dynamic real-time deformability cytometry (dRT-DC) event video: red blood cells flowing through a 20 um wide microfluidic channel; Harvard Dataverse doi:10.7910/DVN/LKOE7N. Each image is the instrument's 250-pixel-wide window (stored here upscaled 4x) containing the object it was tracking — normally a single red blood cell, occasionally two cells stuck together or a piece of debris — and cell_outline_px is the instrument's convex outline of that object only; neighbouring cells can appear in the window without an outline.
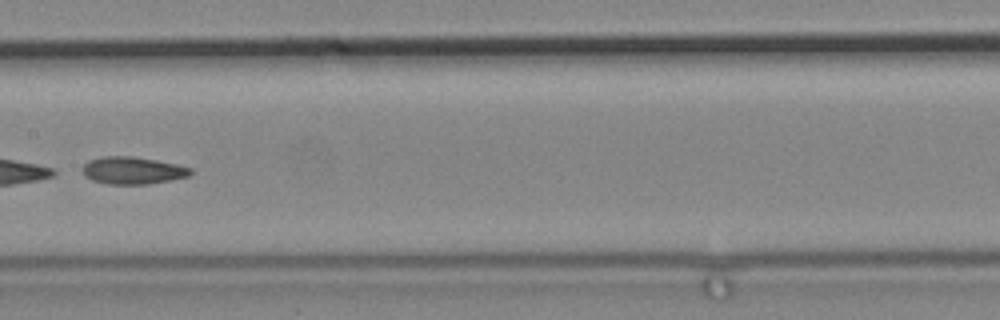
{"species": "common noctule bat (a hibernating species)", "species_latin": "Nyctalus noctula", "temperature_condition": "cold", "stored_images_in_passage": 8, "segment_of_instrument_passage": [2, 2], "camera_frame_rate_fps": 3000, "um_per_image_px": 0.085, "animal": {"sex": "male", "body_mass_g": 19.2, "forearm_length_mm": 51.8}, "frame": {"image": 1, "passage_image": 8, "time_ms": 2.333, "image_size_px": [1000, 320], "cell_outline_px": [[192, 172], [188, 176], [148, 184], [108, 184], [92, 180], [84, 176], [84, 164], [88, 160], [104, 156], [132, 156], [156, 160], [176, 164], [192, 168]], "centroid_in_image_um": [11.26, 14.48], "position_along_channel_um": 196.1, "area_um2": 17.05}}